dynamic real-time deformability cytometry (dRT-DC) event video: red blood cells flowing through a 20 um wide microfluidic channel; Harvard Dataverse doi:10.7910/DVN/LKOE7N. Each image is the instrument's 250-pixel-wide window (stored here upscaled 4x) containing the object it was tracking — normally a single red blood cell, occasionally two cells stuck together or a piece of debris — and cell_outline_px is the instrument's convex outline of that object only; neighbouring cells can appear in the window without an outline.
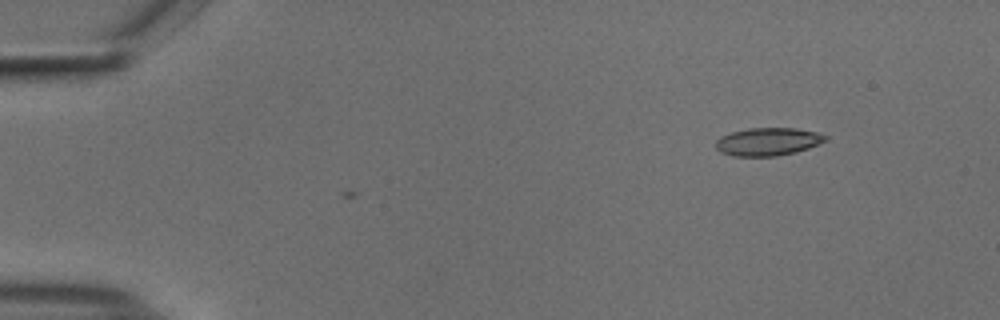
{"species": "common noctule bat (a hibernating species)", "species_latin": "Nyctalus noctula", "temperature_condition": "cold", "stored_images_in_passage": 2, "camera_frame_rate_fps": 3000, "um_per_image_px": 0.085, "animal": {"sex": "male", "body_mass_g": 18.8}, "frame": {"image": 1, "passage_image": 2, "time_ms": 0.333, "image_size_px": [1000, 320], "cell_outline_px": [[828, 140], [808, 148], [796, 152], [776, 156], [732, 156], [720, 152], [716, 148], [716, 140], [720, 136], [732, 132], [748, 128], [796, 128], [816, 132], [828, 136]], "centroid_in_image_um": [65.27, 12.04], "position_along_channel_um": 19.7, "area_um2": 17.92}}